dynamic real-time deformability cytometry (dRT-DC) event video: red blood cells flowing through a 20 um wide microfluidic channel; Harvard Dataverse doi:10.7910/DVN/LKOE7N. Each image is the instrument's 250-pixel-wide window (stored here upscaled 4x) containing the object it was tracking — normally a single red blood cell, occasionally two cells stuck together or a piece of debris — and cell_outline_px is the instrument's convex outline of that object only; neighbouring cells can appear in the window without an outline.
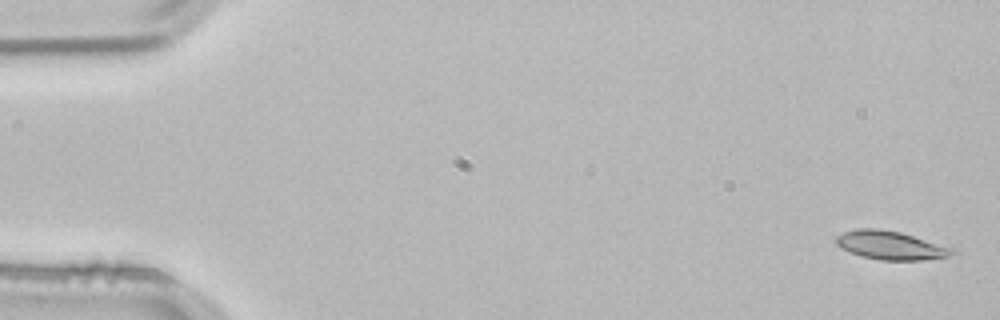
{"species": "common noctule bat (a hibernating species)", "species_latin": "Nyctalus noctula", "temperature_condition": "room temperature", "stored_images_in_passage": 3, "camera_frame_rate_fps": 3000, "um_per_image_px": 0.085, "animal": {"sex": "male", "body_mass_g": 21.5, "forearm_length_mm": 52.0}, "frame": {"image": 1, "passage_image": 1, "time_ms": 0.0, "image_size_px": [1000, 320], "cell_outline_px": [[956, 252], [948, 256], [924, 260], [880, 260], [860, 256], [840, 248], [836, 244], [836, 236], [844, 232], [856, 228], [880, 228], [900, 232], [956, 248]], "centroid_in_image_um": [75.7, 20.85], "position_along_channel_um": 9.3, "area_um2": 19.54}}
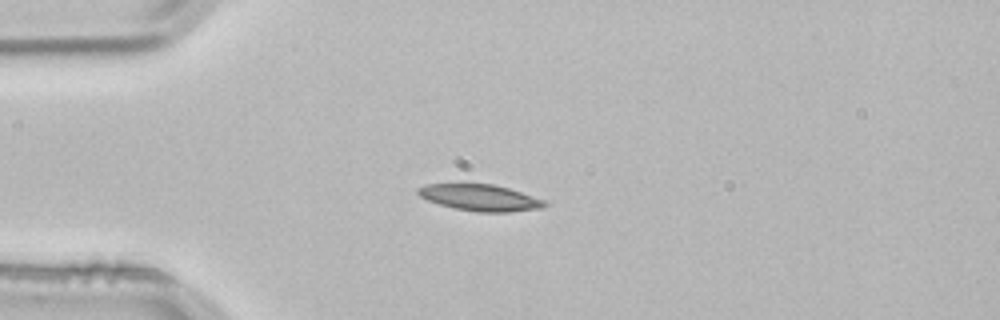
{"frame": {"image": 2, "passage_image": 3, "time_ms": 0.667, "image_size_px": [1000, 320], "cell_outline_px": [[548, 204], [544, 208], [508, 212], [480, 212], [456, 208], [440, 204], [428, 200], [420, 196], [416, 192], [416, 188], [424, 184], [492, 184], [508, 188], [544, 200]], "centroid_in_image_um": [40.8, 16.8], "position_along_channel_um": 44.2, "area_um2": 19.31}}